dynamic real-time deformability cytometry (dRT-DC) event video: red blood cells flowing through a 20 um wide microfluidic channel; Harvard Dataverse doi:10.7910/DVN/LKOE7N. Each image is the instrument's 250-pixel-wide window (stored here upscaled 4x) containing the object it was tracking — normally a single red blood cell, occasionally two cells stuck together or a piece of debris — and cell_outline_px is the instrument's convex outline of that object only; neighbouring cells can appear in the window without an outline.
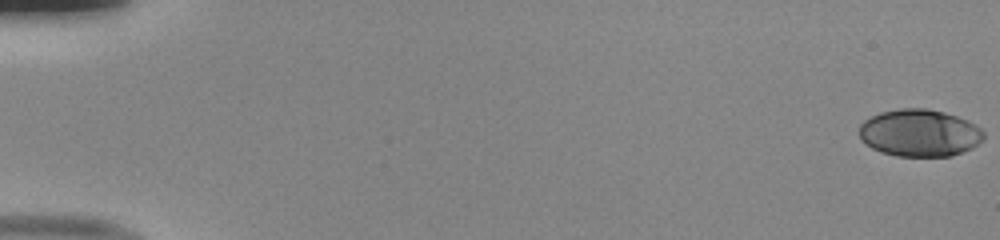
{"species": "human", "species_latin": "Homo sapiens", "temperature_condition": "room temperature", "stored_images_in_passage": 15, "camera_frame_rate_fps": 3000, "um_per_image_px": 0.085, "donor": {"sex": "male"}, "frame": {"image": 1, "passage_image": 1, "time_ms": 0.0, "image_size_px": [1000, 240], "cell_outline_px": [[984, 140], [972, 148], [952, 156], [896, 156], [880, 152], [872, 148], [860, 140], [860, 124], [864, 120], [880, 112], [900, 108], [928, 108], [944, 112], [968, 120], [976, 124], [984, 132]], "centroid_in_image_um": [78.17, 11.3], "position_along_channel_um": 6.8, "area_um2": 34.56}}
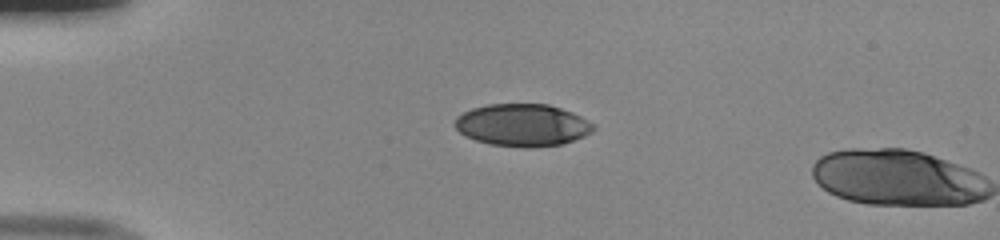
{"frame": {"image": 2, "passage_image": 14, "time_ms": 4.333, "image_size_px": [1000, 240], "cell_outline_px": [[596, 128], [592, 132], [584, 136], [560, 144], [532, 148], [524, 148], [488, 144], [476, 140], [460, 132], [452, 124], [456, 116], [472, 108], [488, 104], [548, 104], [572, 112], [596, 124]], "centroid_in_image_um": [44.41, 10.63], "position_along_channel_um": 40.6, "area_um2": 34.33}}